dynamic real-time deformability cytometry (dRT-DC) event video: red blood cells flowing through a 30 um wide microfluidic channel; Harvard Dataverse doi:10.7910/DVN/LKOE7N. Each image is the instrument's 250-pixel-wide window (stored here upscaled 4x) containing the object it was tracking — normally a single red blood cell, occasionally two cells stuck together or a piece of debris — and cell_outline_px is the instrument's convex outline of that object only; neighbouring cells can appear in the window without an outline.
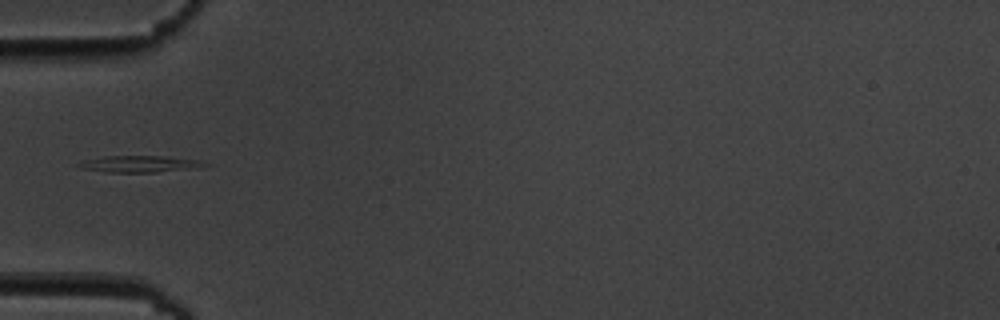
{"species": "common noctule bat (a hibernating species)", "species_latin": "Nyctalus noctula", "temperature_condition": "cold", "stored_images_in_passage": 4, "camera_frame_rate_fps": 3000, "um_per_image_px": 0.085, "animal": {"sex": "male", "body_mass_g": 19.5, "forearm_length_mm": 54.6}, "frame": {"image": 1, "passage_image": 4, "time_ms": 3.333, "image_size_px": [1000, 320], "cell_outline_px": [[208, 164], [200, 168], [156, 172], [104, 172], [80, 168], [76, 164], [84, 160], [104, 156], [164, 156], [200, 160]], "centroid_in_image_um": [11.87, 13.94], "position_along_channel_um": 73.1, "area_um2": 12.25}}